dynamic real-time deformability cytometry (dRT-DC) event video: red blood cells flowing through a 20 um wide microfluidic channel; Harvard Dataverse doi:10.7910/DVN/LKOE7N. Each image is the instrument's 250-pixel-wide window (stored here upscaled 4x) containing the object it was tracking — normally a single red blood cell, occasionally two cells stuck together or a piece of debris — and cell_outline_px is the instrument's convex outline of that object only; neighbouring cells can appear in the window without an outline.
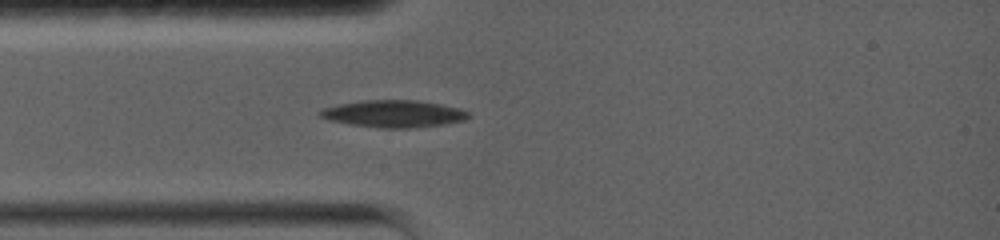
{"species": "common noctule bat (a hibernating species)", "species_latin": "Nyctalus noctula", "temperature_condition": "warm", "stored_images_in_passage": 73, "camera_frame_rate_fps": 5000, "um_per_image_px": 0.085, "animal": {"sex": "female", "body_mass_g": 19.0, "forearm_length_mm": 56.7}, "frame": {"image": 1, "passage_image": 1, "time_ms": 0.0, "image_size_px": [1000, 240], "cell_outline_px": [[468, 116], [464, 120], [444, 124], [408, 128], [380, 128], [348, 124], [328, 120], [320, 116], [316, 112], [324, 108], [340, 104], [360, 100], [416, 100], [440, 104], [460, 108], [468, 112]], "centroid_in_image_um": [33.41, 9.67], "position_along_channel_um": 51.6, "area_um2": 23.41}}
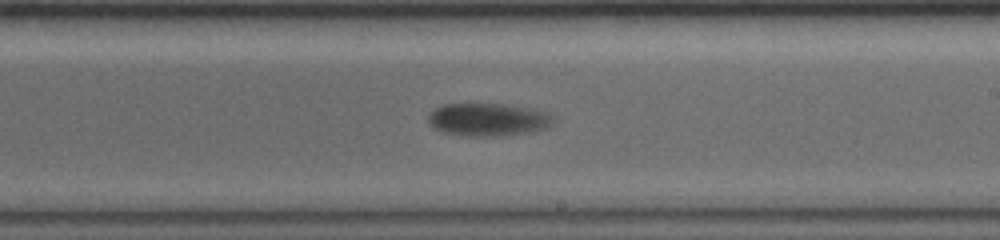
{"frame": {"image": 2, "passage_image": 28, "time_ms": 5.4, "image_size_px": [1000, 240], "cell_outline_px": [[552, 120], [548, 124], [540, 128], [524, 132], [468, 136], [444, 132], [436, 128], [428, 120], [428, 116], [440, 104], [500, 104], [532, 108], [544, 112], [552, 116]], "centroid_in_image_um": [41.39, 10.12], "position_along_channel_um": 247.6, "area_um2": 22.72}}
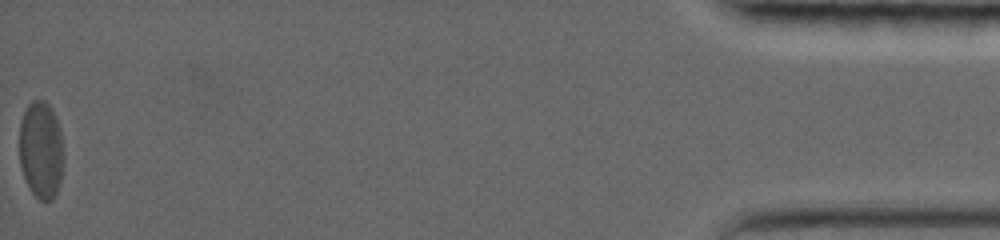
{"frame": {"image": 3, "passage_image": 73, "time_ms": 14.4, "image_size_px": [1000, 240], "cell_outline_px": [[52, 136], [48, 200], [44, 200], [32, 188], [28, 180], [20, 156], [20, 132], [24, 116], [28, 108], [36, 100], [40, 100], [48, 108], [52, 120]], "centroid_in_image_um": [3.15, 12.5], "position_along_channel_um": 432.0, "area_um2": 17.46}}